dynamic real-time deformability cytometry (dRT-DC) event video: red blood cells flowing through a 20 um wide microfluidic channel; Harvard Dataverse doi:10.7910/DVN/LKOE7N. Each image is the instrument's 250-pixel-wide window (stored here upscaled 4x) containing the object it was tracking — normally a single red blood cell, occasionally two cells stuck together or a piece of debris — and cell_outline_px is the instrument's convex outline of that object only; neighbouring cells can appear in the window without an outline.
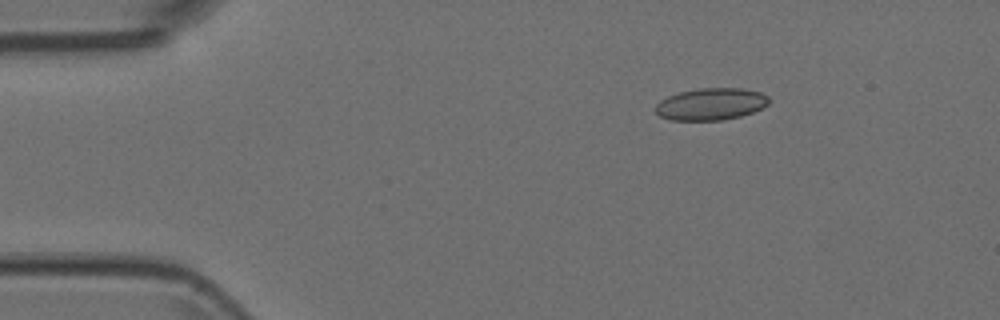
{"species": "Egyptian fruit bat (a non-hibernating species)", "species_latin": "Rousettus aegyptiacus", "temperature_condition": "room temperature", "stored_images_in_passage": 4, "camera_frame_rate_fps": 3000, "um_per_image_px": 0.085, "animal": {"sex": "female"}, "frame": {"image": 1, "passage_image": 2, "time_ms": 0.333, "image_size_px": [1000, 320], "cell_outline_px": [[768, 104], [752, 112], [740, 116], [724, 120], [672, 120], [660, 116], [656, 112], [656, 104], [660, 100], [668, 96], [680, 92], [700, 88], [740, 88], [760, 92], [768, 96]], "centroid_in_image_um": [60.41, 8.84], "position_along_channel_um": 24.6, "area_um2": 20.98}}